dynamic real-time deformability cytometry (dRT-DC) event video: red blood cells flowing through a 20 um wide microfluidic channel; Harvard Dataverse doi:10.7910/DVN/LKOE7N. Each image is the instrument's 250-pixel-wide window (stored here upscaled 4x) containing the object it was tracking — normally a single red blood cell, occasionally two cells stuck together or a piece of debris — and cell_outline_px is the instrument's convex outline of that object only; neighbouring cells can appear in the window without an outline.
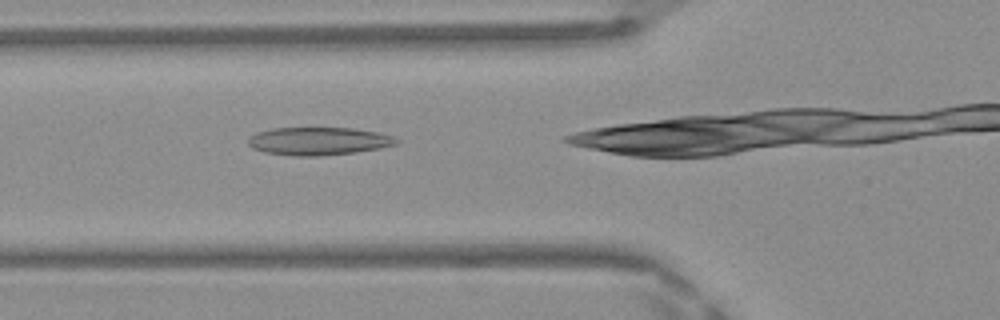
{"species": "Egyptian fruit bat (a non-hibernating species)", "species_latin": "Rousettus aegyptiacus", "temperature_condition": "warm", "stored_images_in_passage": 17, "camera_frame_rate_fps": 3000, "um_per_image_px": 0.085, "frame": {"image": 1, "passage_image": 11, "time_ms": 3.333, "image_size_px": [1000, 320], "cell_outline_px": [[400, 140], [396, 144], [380, 148], [352, 152], [316, 156], [296, 156], [264, 152], [252, 148], [248, 144], [248, 136], [256, 132], [272, 128], [352, 128], [376, 132], [392, 136]], "centroid_in_image_um": [27.02, 11.99], "position_along_channel_um": 98.8, "area_um2": 23.99}}
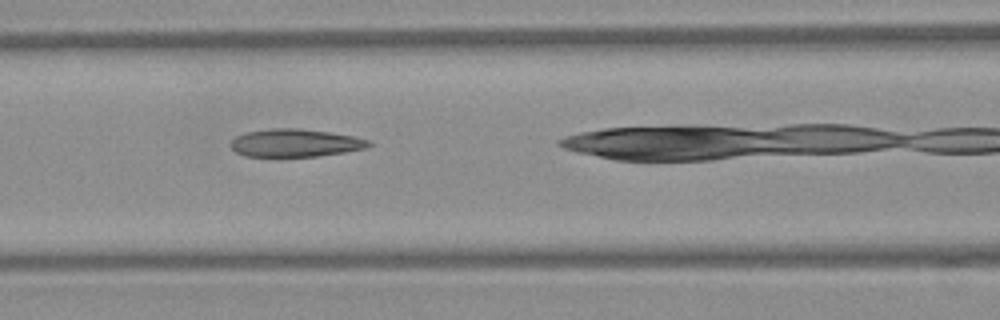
{"frame": {"image": 2, "passage_image": 14, "time_ms": 4.333, "image_size_px": [1000, 320], "cell_outline_px": [[372, 144], [368, 148], [344, 152], [316, 156], [244, 156], [236, 152], [228, 144], [236, 136], [244, 132], [272, 128], [296, 128], [332, 132], [356, 136], [368, 140]], "centroid_in_image_um": [25.09, 12.14], "position_along_channel_um": 141.5, "area_um2": 22.54}}
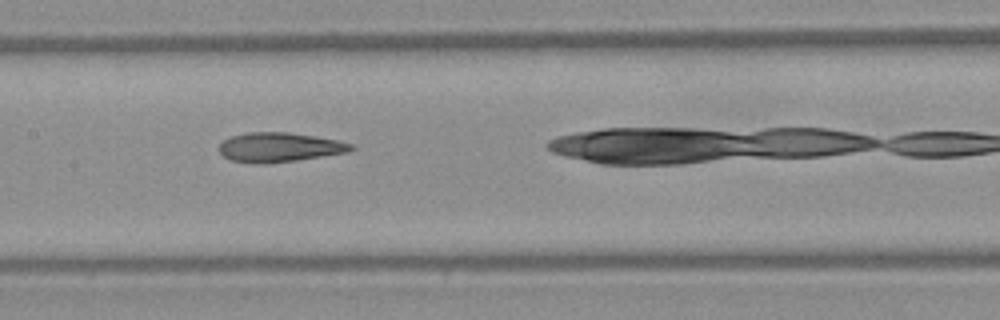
{"frame": {"image": 3, "passage_image": 17, "time_ms": 5.333, "image_size_px": [1000, 320], "cell_outline_px": [[356, 148], [348, 152], [296, 160], [264, 164], [252, 164], [232, 160], [224, 156], [216, 148], [224, 140], [232, 136], [248, 132], [288, 132], [316, 136], [336, 140], [352, 144]], "centroid_in_image_um": [23.72, 12.52], "position_along_channel_um": 183.7, "area_um2": 22.66}}